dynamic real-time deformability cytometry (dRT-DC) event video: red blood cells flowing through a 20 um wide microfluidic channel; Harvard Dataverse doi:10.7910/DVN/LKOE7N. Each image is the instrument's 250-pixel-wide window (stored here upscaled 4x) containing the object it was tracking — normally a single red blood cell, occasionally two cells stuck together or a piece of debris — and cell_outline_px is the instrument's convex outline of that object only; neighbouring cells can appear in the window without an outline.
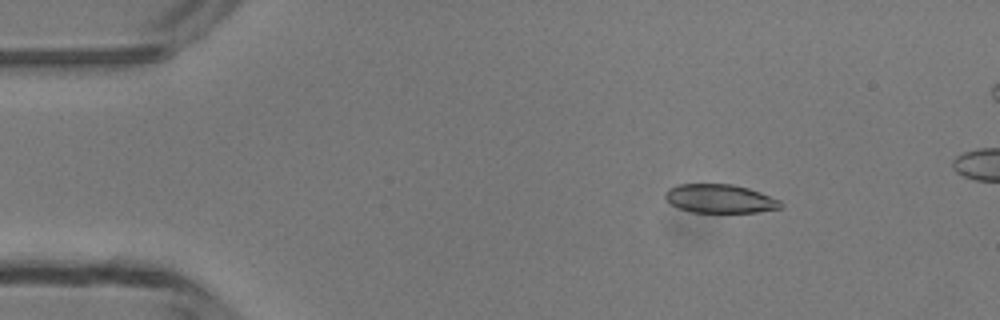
{"species": "common noctule bat (a hibernating species)", "species_latin": "Nyctalus noctula", "temperature_condition": "room temperature", "stored_images_in_passage": 5, "camera_frame_rate_fps": 3000, "um_per_image_px": 0.085, "animal": {"sex": "male", "body_mass_g": 13.3}, "frame": {"image": 1, "passage_image": 2, "time_ms": 2.0, "image_size_px": [1000, 320], "cell_outline_px": [[780, 208], [756, 212], [692, 212], [680, 208], [672, 204], [664, 196], [664, 192], [668, 188], [676, 184], [732, 184], [748, 188], [760, 192], [780, 200]], "centroid_in_image_um": [61.16, 16.87], "position_along_channel_um": 23.8, "area_um2": 19.13}}